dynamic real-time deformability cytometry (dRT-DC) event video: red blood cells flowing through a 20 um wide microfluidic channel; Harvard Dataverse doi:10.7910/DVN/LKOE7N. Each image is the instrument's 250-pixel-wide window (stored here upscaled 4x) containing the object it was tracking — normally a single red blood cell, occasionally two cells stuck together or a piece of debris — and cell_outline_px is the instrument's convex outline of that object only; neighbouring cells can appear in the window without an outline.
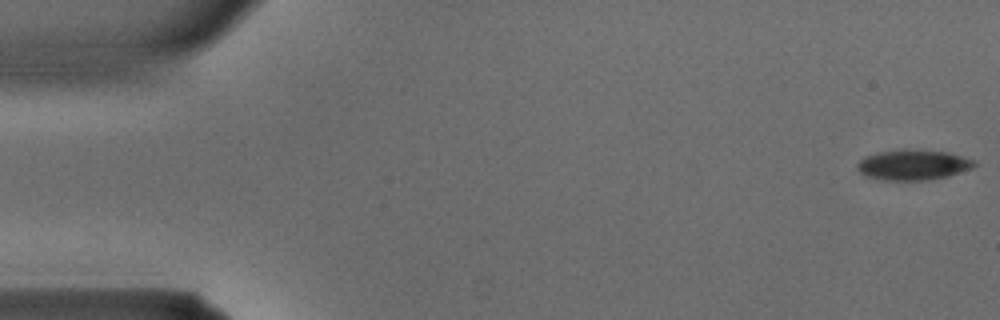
{"species": "common noctule bat (a hibernating species)", "species_latin": "Nyctalus noctula", "temperature_condition": "warm", "stored_images_in_passage": 33, "camera_frame_rate_fps": 3000, "um_per_image_px": 0.085, "animal": {"sex": "male", "body_mass_g": 15.6}, "frame": {"image": 1, "passage_image": 1, "time_ms": 0.0, "image_size_px": [1000, 320], "cell_outline_px": [[976, 164], [972, 168], [948, 176], [928, 180], [884, 180], [864, 176], [856, 168], [856, 164], [864, 156], [880, 152], [904, 148], [948, 152], [976, 160]], "centroid_in_image_um": [77.6, 14.0], "position_along_channel_um": 7.4, "area_um2": 20.92}}
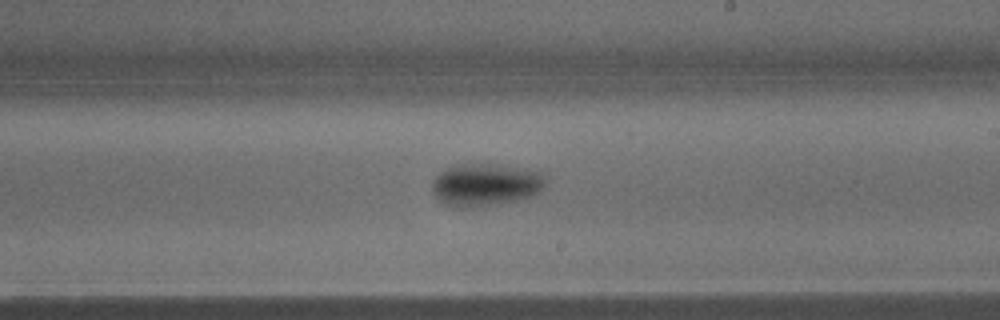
{"frame": {"image": 2, "passage_image": 21, "time_ms": 6.667, "image_size_px": [1000, 320], "cell_outline_px": [[544, 188], [540, 192], [516, 200], [496, 204], [460, 208], [448, 204], [440, 200], [432, 192], [432, 180], [440, 172], [456, 164], [500, 164], [540, 172], [544, 176]], "centroid_in_image_um": [41.25, 15.69], "position_along_channel_um": 247.7, "area_um2": 27.8}}
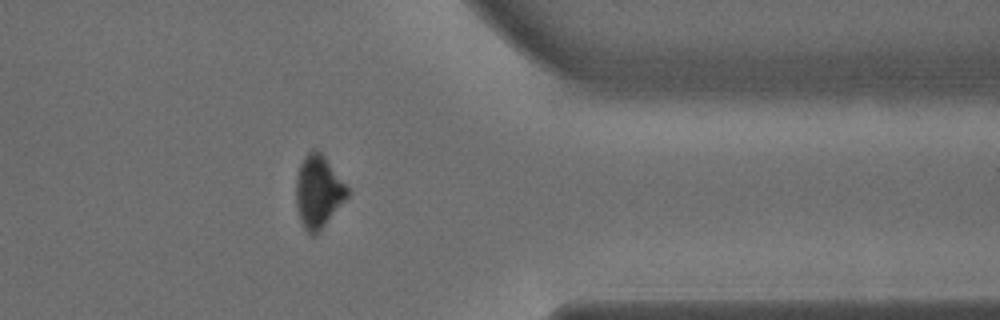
{"frame": {"image": 3, "passage_image": 29, "time_ms": 9.333, "image_size_px": [1000, 320], "cell_outline_px": [[348, 196], [324, 224], [312, 236], [304, 228], [300, 220], [296, 204], [296, 180], [300, 164], [304, 156], [312, 148], [316, 148], [324, 156], [348, 188]], "centroid_in_image_um": [27.02, 16.24], "position_along_channel_um": 384.4, "area_um2": 21.1}}